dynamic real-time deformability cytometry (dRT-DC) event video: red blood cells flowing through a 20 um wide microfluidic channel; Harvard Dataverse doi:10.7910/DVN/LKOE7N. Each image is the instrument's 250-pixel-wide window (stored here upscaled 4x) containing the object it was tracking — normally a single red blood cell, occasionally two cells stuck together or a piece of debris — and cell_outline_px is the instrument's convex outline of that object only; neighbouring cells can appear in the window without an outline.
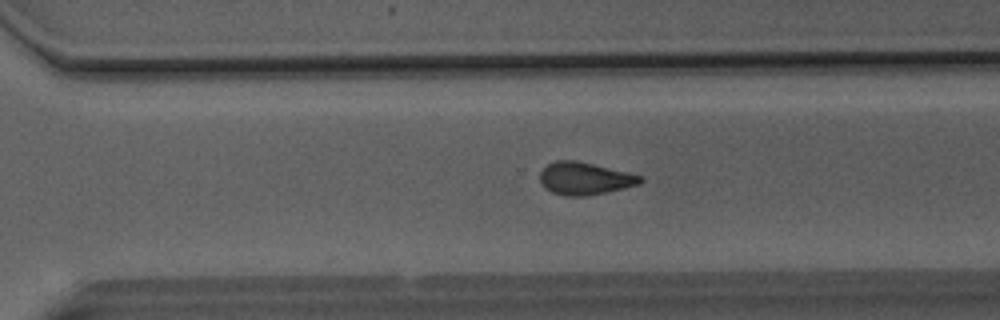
{"species": "Egyptian fruit bat (a non-hibernating species)", "species_latin": "Rousettus aegyptiacus", "temperature_condition": "room temperature", "stored_images_in_passage": 49, "camera_frame_rate_fps": 3000, "um_per_image_px": 0.085, "animal": {"sex": "male"}, "frame": {"image": 1, "passage_image": 34, "time_ms": 11.0, "image_size_px": [1000, 320], "cell_outline_px": [[644, 180], [640, 184], [624, 188], [584, 196], [564, 196], [552, 192], [544, 188], [540, 180], [540, 172], [548, 164], [556, 160], [576, 160], [628, 172], [644, 176]], "centroid_in_image_um": [49.71, 15.17], "position_along_channel_um": 320.9, "area_um2": 19.02}}
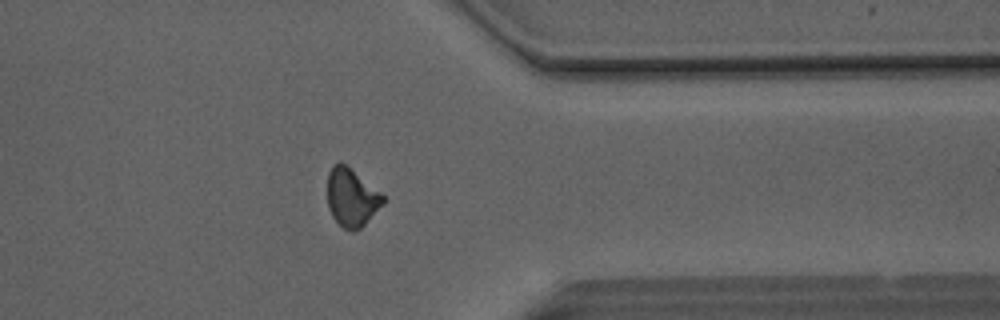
{"frame": {"image": 2, "passage_image": 39, "time_ms": 12.667, "image_size_px": [1000, 320], "cell_outline_px": [[384, 204], [360, 228], [352, 232], [344, 228], [332, 216], [328, 208], [328, 172], [332, 164], [344, 164], [380, 192], [384, 196]], "centroid_in_image_um": [29.88, 16.81], "position_along_channel_um": 381.5, "area_um2": 18.44}}
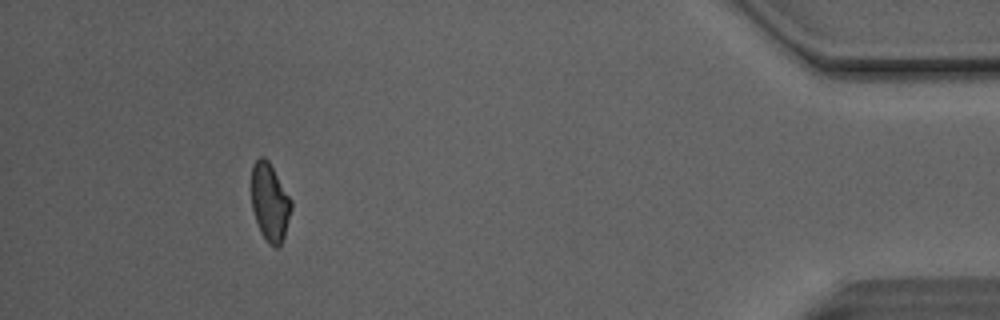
{"frame": {"image": 3, "passage_image": 45, "time_ms": 14.667, "image_size_px": [1000, 320], "cell_outline_px": [[292, 208], [284, 236], [280, 244], [276, 248], [268, 244], [260, 232], [252, 208], [252, 164], [260, 156], [264, 156], [268, 160], [292, 200]], "centroid_in_image_um": [22.94, 17.19], "position_along_channel_um": 412.3, "area_um2": 18.03}, "authors_computed_cell_mechanics": {"area_um2": 19.3052, "velocity_mm_per_s": 4.1522, "shape_relaxation_time_tau1_ms": null, "shape_relaxation_time_tau2_ms": 2.081, "deformation_change_tau1": null, "deformation_change_tau2": 0.0822}}